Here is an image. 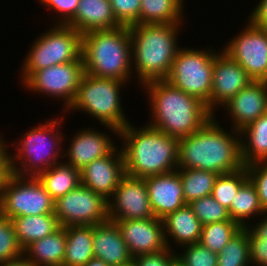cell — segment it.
Wrapping results in <instances>:
<instances>
[{"instance_id":"obj_10","label":"cell","mask_w":267,"mask_h":266,"mask_svg":"<svg viewBox=\"0 0 267 266\" xmlns=\"http://www.w3.org/2000/svg\"><path fill=\"white\" fill-rule=\"evenodd\" d=\"M55 200L33 176L12 172L0 187V214L10 219L19 216L54 213Z\"/></svg>"},{"instance_id":"obj_42","label":"cell","mask_w":267,"mask_h":266,"mask_svg":"<svg viewBox=\"0 0 267 266\" xmlns=\"http://www.w3.org/2000/svg\"><path fill=\"white\" fill-rule=\"evenodd\" d=\"M177 251L166 248L159 252L140 254L133 257L135 266H170L171 261L176 257Z\"/></svg>"},{"instance_id":"obj_11","label":"cell","mask_w":267,"mask_h":266,"mask_svg":"<svg viewBox=\"0 0 267 266\" xmlns=\"http://www.w3.org/2000/svg\"><path fill=\"white\" fill-rule=\"evenodd\" d=\"M54 215L63 227L102 224L109 220L108 200L80 184L55 200Z\"/></svg>"},{"instance_id":"obj_7","label":"cell","mask_w":267,"mask_h":266,"mask_svg":"<svg viewBox=\"0 0 267 266\" xmlns=\"http://www.w3.org/2000/svg\"><path fill=\"white\" fill-rule=\"evenodd\" d=\"M125 84L124 81L84 72L73 103L63 113L74 110L86 112L91 115L89 117H94L99 124L107 127L113 136L115 134L118 137L119 131L129 123L120 101L121 89Z\"/></svg>"},{"instance_id":"obj_1","label":"cell","mask_w":267,"mask_h":266,"mask_svg":"<svg viewBox=\"0 0 267 266\" xmlns=\"http://www.w3.org/2000/svg\"><path fill=\"white\" fill-rule=\"evenodd\" d=\"M219 124L213 116L193 134L179 139L178 168L223 175L245 166L241 156L240 132L232 128L228 132Z\"/></svg>"},{"instance_id":"obj_24","label":"cell","mask_w":267,"mask_h":266,"mask_svg":"<svg viewBox=\"0 0 267 266\" xmlns=\"http://www.w3.org/2000/svg\"><path fill=\"white\" fill-rule=\"evenodd\" d=\"M66 248L65 227L32 242L24 249V256L35 266H63Z\"/></svg>"},{"instance_id":"obj_9","label":"cell","mask_w":267,"mask_h":266,"mask_svg":"<svg viewBox=\"0 0 267 266\" xmlns=\"http://www.w3.org/2000/svg\"><path fill=\"white\" fill-rule=\"evenodd\" d=\"M216 50L206 47L179 48L169 76L165 79L174 87L183 90L204 102L210 110L214 58Z\"/></svg>"},{"instance_id":"obj_22","label":"cell","mask_w":267,"mask_h":266,"mask_svg":"<svg viewBox=\"0 0 267 266\" xmlns=\"http://www.w3.org/2000/svg\"><path fill=\"white\" fill-rule=\"evenodd\" d=\"M81 34L120 27L109 0H80L75 16L66 24Z\"/></svg>"},{"instance_id":"obj_40","label":"cell","mask_w":267,"mask_h":266,"mask_svg":"<svg viewBox=\"0 0 267 266\" xmlns=\"http://www.w3.org/2000/svg\"><path fill=\"white\" fill-rule=\"evenodd\" d=\"M248 178L257 190L260 205L267 213V162H257L246 166Z\"/></svg>"},{"instance_id":"obj_13","label":"cell","mask_w":267,"mask_h":266,"mask_svg":"<svg viewBox=\"0 0 267 266\" xmlns=\"http://www.w3.org/2000/svg\"><path fill=\"white\" fill-rule=\"evenodd\" d=\"M222 50L237 61L253 80L267 81V29L249 21Z\"/></svg>"},{"instance_id":"obj_36","label":"cell","mask_w":267,"mask_h":266,"mask_svg":"<svg viewBox=\"0 0 267 266\" xmlns=\"http://www.w3.org/2000/svg\"><path fill=\"white\" fill-rule=\"evenodd\" d=\"M188 205L202 225L231 220L228 209L212 195L193 200Z\"/></svg>"},{"instance_id":"obj_4","label":"cell","mask_w":267,"mask_h":266,"mask_svg":"<svg viewBox=\"0 0 267 266\" xmlns=\"http://www.w3.org/2000/svg\"><path fill=\"white\" fill-rule=\"evenodd\" d=\"M182 24H134L129 27L132 70L133 75H137L135 77L139 85L153 80H164L169 76L180 47L177 43L178 33H182Z\"/></svg>"},{"instance_id":"obj_33","label":"cell","mask_w":267,"mask_h":266,"mask_svg":"<svg viewBox=\"0 0 267 266\" xmlns=\"http://www.w3.org/2000/svg\"><path fill=\"white\" fill-rule=\"evenodd\" d=\"M217 266H250L248 231L245 227L222 248Z\"/></svg>"},{"instance_id":"obj_27","label":"cell","mask_w":267,"mask_h":266,"mask_svg":"<svg viewBox=\"0 0 267 266\" xmlns=\"http://www.w3.org/2000/svg\"><path fill=\"white\" fill-rule=\"evenodd\" d=\"M62 161L40 172L36 178L56 200L81 184L80 170Z\"/></svg>"},{"instance_id":"obj_5","label":"cell","mask_w":267,"mask_h":266,"mask_svg":"<svg viewBox=\"0 0 267 266\" xmlns=\"http://www.w3.org/2000/svg\"><path fill=\"white\" fill-rule=\"evenodd\" d=\"M84 72L129 83L132 76L130 29L120 26L82 34Z\"/></svg>"},{"instance_id":"obj_12","label":"cell","mask_w":267,"mask_h":266,"mask_svg":"<svg viewBox=\"0 0 267 266\" xmlns=\"http://www.w3.org/2000/svg\"><path fill=\"white\" fill-rule=\"evenodd\" d=\"M84 74L82 56L72 62L53 65L34 72L21 86L35 94H46L63 100V112L73 103Z\"/></svg>"},{"instance_id":"obj_2","label":"cell","mask_w":267,"mask_h":266,"mask_svg":"<svg viewBox=\"0 0 267 266\" xmlns=\"http://www.w3.org/2000/svg\"><path fill=\"white\" fill-rule=\"evenodd\" d=\"M141 88L146 89L150 101L152 120L149 125L169 136L178 139L189 136L216 116L200 99L186 94L165 79L149 81Z\"/></svg>"},{"instance_id":"obj_3","label":"cell","mask_w":267,"mask_h":266,"mask_svg":"<svg viewBox=\"0 0 267 266\" xmlns=\"http://www.w3.org/2000/svg\"><path fill=\"white\" fill-rule=\"evenodd\" d=\"M130 123L120 130L118 135L123 142L120 149L124 159L125 174L145 178L176 171L179 139L148 123L139 129Z\"/></svg>"},{"instance_id":"obj_43","label":"cell","mask_w":267,"mask_h":266,"mask_svg":"<svg viewBox=\"0 0 267 266\" xmlns=\"http://www.w3.org/2000/svg\"><path fill=\"white\" fill-rule=\"evenodd\" d=\"M247 21L255 27L267 29V0H260L256 4Z\"/></svg>"},{"instance_id":"obj_19","label":"cell","mask_w":267,"mask_h":266,"mask_svg":"<svg viewBox=\"0 0 267 266\" xmlns=\"http://www.w3.org/2000/svg\"><path fill=\"white\" fill-rule=\"evenodd\" d=\"M87 129V130H86ZM82 128L70 139L68 150H64L67 164L82 170L93 160L100 159L110 154L117 145L111 140V135L99 132L98 129Z\"/></svg>"},{"instance_id":"obj_47","label":"cell","mask_w":267,"mask_h":266,"mask_svg":"<svg viewBox=\"0 0 267 266\" xmlns=\"http://www.w3.org/2000/svg\"><path fill=\"white\" fill-rule=\"evenodd\" d=\"M170 266H185L180 259L176 256L170 263Z\"/></svg>"},{"instance_id":"obj_16","label":"cell","mask_w":267,"mask_h":266,"mask_svg":"<svg viewBox=\"0 0 267 266\" xmlns=\"http://www.w3.org/2000/svg\"><path fill=\"white\" fill-rule=\"evenodd\" d=\"M132 257L164 250L167 247L164 225L157 217L115 222Z\"/></svg>"},{"instance_id":"obj_34","label":"cell","mask_w":267,"mask_h":266,"mask_svg":"<svg viewBox=\"0 0 267 266\" xmlns=\"http://www.w3.org/2000/svg\"><path fill=\"white\" fill-rule=\"evenodd\" d=\"M247 179L248 173L246 166L236 172L218 175L213 187L212 196L229 210L232 200Z\"/></svg>"},{"instance_id":"obj_23","label":"cell","mask_w":267,"mask_h":266,"mask_svg":"<svg viewBox=\"0 0 267 266\" xmlns=\"http://www.w3.org/2000/svg\"><path fill=\"white\" fill-rule=\"evenodd\" d=\"M164 225V235L167 247L172 249L169 241L179 247L199 243L202 231V224L196 217L191 207L185 204L173 213L168 214L162 219ZM169 239V240H168Z\"/></svg>"},{"instance_id":"obj_25","label":"cell","mask_w":267,"mask_h":266,"mask_svg":"<svg viewBox=\"0 0 267 266\" xmlns=\"http://www.w3.org/2000/svg\"><path fill=\"white\" fill-rule=\"evenodd\" d=\"M239 132L244 165L267 162V112Z\"/></svg>"},{"instance_id":"obj_44","label":"cell","mask_w":267,"mask_h":266,"mask_svg":"<svg viewBox=\"0 0 267 266\" xmlns=\"http://www.w3.org/2000/svg\"><path fill=\"white\" fill-rule=\"evenodd\" d=\"M1 134V133H0ZM3 135H0V187L9 174L8 144L5 143Z\"/></svg>"},{"instance_id":"obj_20","label":"cell","mask_w":267,"mask_h":266,"mask_svg":"<svg viewBox=\"0 0 267 266\" xmlns=\"http://www.w3.org/2000/svg\"><path fill=\"white\" fill-rule=\"evenodd\" d=\"M143 179L147 186L151 209L158 219L162 220L186 204L177 170Z\"/></svg>"},{"instance_id":"obj_18","label":"cell","mask_w":267,"mask_h":266,"mask_svg":"<svg viewBox=\"0 0 267 266\" xmlns=\"http://www.w3.org/2000/svg\"><path fill=\"white\" fill-rule=\"evenodd\" d=\"M125 175L121 149L116 147L110 154L93 160L80 170L81 185L109 199L121 178Z\"/></svg>"},{"instance_id":"obj_21","label":"cell","mask_w":267,"mask_h":266,"mask_svg":"<svg viewBox=\"0 0 267 266\" xmlns=\"http://www.w3.org/2000/svg\"><path fill=\"white\" fill-rule=\"evenodd\" d=\"M93 254L109 266H126L133 261L118 225L110 220L93 225Z\"/></svg>"},{"instance_id":"obj_46","label":"cell","mask_w":267,"mask_h":266,"mask_svg":"<svg viewBox=\"0 0 267 266\" xmlns=\"http://www.w3.org/2000/svg\"><path fill=\"white\" fill-rule=\"evenodd\" d=\"M83 266H109L103 260L93 257Z\"/></svg>"},{"instance_id":"obj_39","label":"cell","mask_w":267,"mask_h":266,"mask_svg":"<svg viewBox=\"0 0 267 266\" xmlns=\"http://www.w3.org/2000/svg\"><path fill=\"white\" fill-rule=\"evenodd\" d=\"M116 21L121 26L140 24L141 0H109Z\"/></svg>"},{"instance_id":"obj_26","label":"cell","mask_w":267,"mask_h":266,"mask_svg":"<svg viewBox=\"0 0 267 266\" xmlns=\"http://www.w3.org/2000/svg\"><path fill=\"white\" fill-rule=\"evenodd\" d=\"M63 266H83L94 257L93 225L67 226Z\"/></svg>"},{"instance_id":"obj_41","label":"cell","mask_w":267,"mask_h":266,"mask_svg":"<svg viewBox=\"0 0 267 266\" xmlns=\"http://www.w3.org/2000/svg\"><path fill=\"white\" fill-rule=\"evenodd\" d=\"M39 1V0H38ZM80 0H40V4L52 9L56 12V24L66 25L76 13V9ZM58 13V14H57ZM60 13V14H59ZM60 15V16H59Z\"/></svg>"},{"instance_id":"obj_45","label":"cell","mask_w":267,"mask_h":266,"mask_svg":"<svg viewBox=\"0 0 267 266\" xmlns=\"http://www.w3.org/2000/svg\"><path fill=\"white\" fill-rule=\"evenodd\" d=\"M0 266H35V265L25 256H23L16 260L0 263Z\"/></svg>"},{"instance_id":"obj_15","label":"cell","mask_w":267,"mask_h":266,"mask_svg":"<svg viewBox=\"0 0 267 266\" xmlns=\"http://www.w3.org/2000/svg\"><path fill=\"white\" fill-rule=\"evenodd\" d=\"M217 52L214 58L212 88L210 94V111H218L253 79L246 70L225 52ZM216 109V110H215Z\"/></svg>"},{"instance_id":"obj_48","label":"cell","mask_w":267,"mask_h":266,"mask_svg":"<svg viewBox=\"0 0 267 266\" xmlns=\"http://www.w3.org/2000/svg\"><path fill=\"white\" fill-rule=\"evenodd\" d=\"M126 266H135V265H134V263L132 262L131 264H129V265H126Z\"/></svg>"},{"instance_id":"obj_37","label":"cell","mask_w":267,"mask_h":266,"mask_svg":"<svg viewBox=\"0 0 267 266\" xmlns=\"http://www.w3.org/2000/svg\"><path fill=\"white\" fill-rule=\"evenodd\" d=\"M24 256L10 218L0 214V263L16 260Z\"/></svg>"},{"instance_id":"obj_31","label":"cell","mask_w":267,"mask_h":266,"mask_svg":"<svg viewBox=\"0 0 267 266\" xmlns=\"http://www.w3.org/2000/svg\"><path fill=\"white\" fill-rule=\"evenodd\" d=\"M186 204L191 201L212 195L218 174L212 171L178 168Z\"/></svg>"},{"instance_id":"obj_14","label":"cell","mask_w":267,"mask_h":266,"mask_svg":"<svg viewBox=\"0 0 267 266\" xmlns=\"http://www.w3.org/2000/svg\"><path fill=\"white\" fill-rule=\"evenodd\" d=\"M108 217L113 222L155 217L143 178L126 174L121 178L112 196L108 199Z\"/></svg>"},{"instance_id":"obj_28","label":"cell","mask_w":267,"mask_h":266,"mask_svg":"<svg viewBox=\"0 0 267 266\" xmlns=\"http://www.w3.org/2000/svg\"><path fill=\"white\" fill-rule=\"evenodd\" d=\"M16 237L23 249L56 231L60 224L52 214L19 216L11 219Z\"/></svg>"},{"instance_id":"obj_32","label":"cell","mask_w":267,"mask_h":266,"mask_svg":"<svg viewBox=\"0 0 267 266\" xmlns=\"http://www.w3.org/2000/svg\"><path fill=\"white\" fill-rule=\"evenodd\" d=\"M241 229L242 227L233 220L205 224L202 226L199 243L212 252L219 254L222 248Z\"/></svg>"},{"instance_id":"obj_6","label":"cell","mask_w":267,"mask_h":266,"mask_svg":"<svg viewBox=\"0 0 267 266\" xmlns=\"http://www.w3.org/2000/svg\"><path fill=\"white\" fill-rule=\"evenodd\" d=\"M64 118L62 115L48 119L45 124L40 122L21 135L19 142L15 141V145L11 146H15L17 150L14 149L16 153L13 155L9 153V172L36 177L40 172L61 162L58 158H64L63 144L61 145L65 140L61 129Z\"/></svg>"},{"instance_id":"obj_17","label":"cell","mask_w":267,"mask_h":266,"mask_svg":"<svg viewBox=\"0 0 267 266\" xmlns=\"http://www.w3.org/2000/svg\"><path fill=\"white\" fill-rule=\"evenodd\" d=\"M231 118V128L241 131L267 112V81L253 80L222 106Z\"/></svg>"},{"instance_id":"obj_38","label":"cell","mask_w":267,"mask_h":266,"mask_svg":"<svg viewBox=\"0 0 267 266\" xmlns=\"http://www.w3.org/2000/svg\"><path fill=\"white\" fill-rule=\"evenodd\" d=\"M182 248L184 251L182 252L180 249V254L178 253L176 256L185 266H217L218 254L200 243L187 244Z\"/></svg>"},{"instance_id":"obj_35","label":"cell","mask_w":267,"mask_h":266,"mask_svg":"<svg viewBox=\"0 0 267 266\" xmlns=\"http://www.w3.org/2000/svg\"><path fill=\"white\" fill-rule=\"evenodd\" d=\"M264 217V218H263ZM255 226L248 224L250 266H267V213Z\"/></svg>"},{"instance_id":"obj_29","label":"cell","mask_w":267,"mask_h":266,"mask_svg":"<svg viewBox=\"0 0 267 266\" xmlns=\"http://www.w3.org/2000/svg\"><path fill=\"white\" fill-rule=\"evenodd\" d=\"M184 0H141L140 24L184 23Z\"/></svg>"},{"instance_id":"obj_8","label":"cell","mask_w":267,"mask_h":266,"mask_svg":"<svg viewBox=\"0 0 267 266\" xmlns=\"http://www.w3.org/2000/svg\"><path fill=\"white\" fill-rule=\"evenodd\" d=\"M35 40L20 70L21 84L38 70L81 57L82 34L68 25L55 24Z\"/></svg>"},{"instance_id":"obj_30","label":"cell","mask_w":267,"mask_h":266,"mask_svg":"<svg viewBox=\"0 0 267 266\" xmlns=\"http://www.w3.org/2000/svg\"><path fill=\"white\" fill-rule=\"evenodd\" d=\"M228 212L231 220L237 222L242 228L250 223L247 221L250 218L265 214L260 205L257 190L249 178L239 188Z\"/></svg>"}]
</instances>
